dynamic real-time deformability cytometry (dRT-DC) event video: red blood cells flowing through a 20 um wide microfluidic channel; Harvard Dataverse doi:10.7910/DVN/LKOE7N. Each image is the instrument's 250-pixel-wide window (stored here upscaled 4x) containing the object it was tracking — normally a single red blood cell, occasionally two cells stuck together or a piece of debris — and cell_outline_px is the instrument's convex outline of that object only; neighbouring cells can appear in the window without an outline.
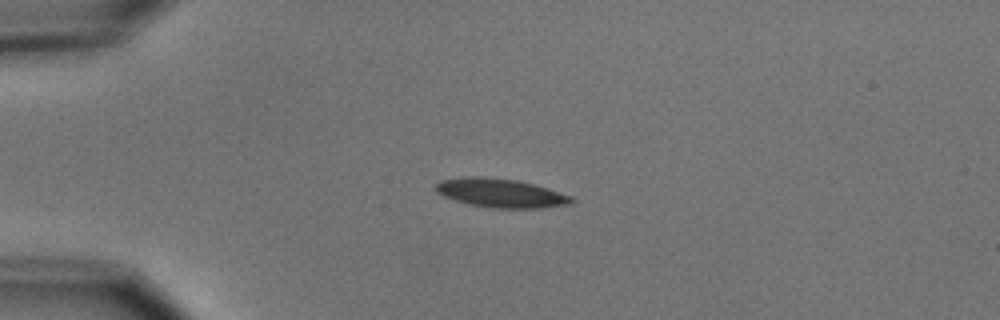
{"species": "common noctule bat (a hibernating species)", "species_latin": "Nyctalus noctula", "temperature_condition": "cold", "stored_images_in_passage": 42, "camera_frame_rate_fps": 3000, "um_per_image_px": 0.085, "animal": {"sex": "male", "body_mass_g": 15.6}, "frame": {"image": 1, "passage_image": 1, "time_ms": 0.0, "image_size_px": [1000, 320], "cell_outline_px": [[576, 200], [572, 204], [540, 208], [492, 208], [468, 204], [444, 196], [436, 192], [436, 184], [440, 180], [468, 176], [480, 176], [516, 180], [532, 184], [572, 196]], "centroid_in_image_um": [42.56, 16.41], "position_along_channel_um": 42.4, "area_um2": 22.72}}
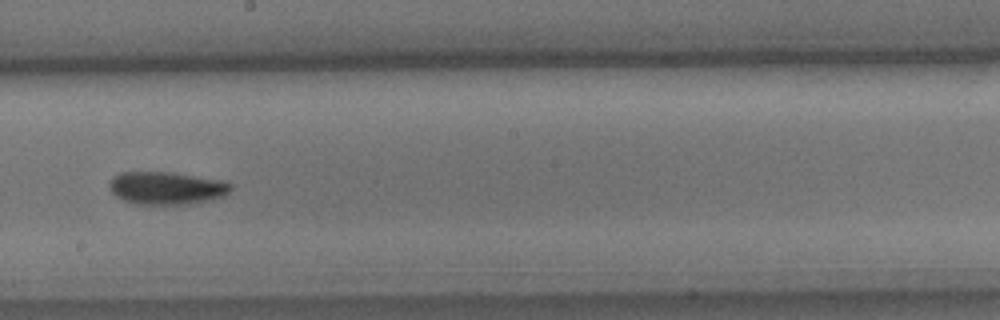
{"frame": {"image": 2, "passage_image": 19, "time_ms": 6.0, "image_size_px": [1000, 320], "cell_outline_px": [[232, 188], [224, 196], [208, 200], [188, 204], [136, 204], [124, 200], [116, 196], [108, 188], [108, 184], [112, 176], [120, 172], [172, 172], [228, 180], [232, 184]], "centroid_in_image_um": [14.17, 15.96], "position_along_channel_um": 234.0, "area_um2": 23.52}}
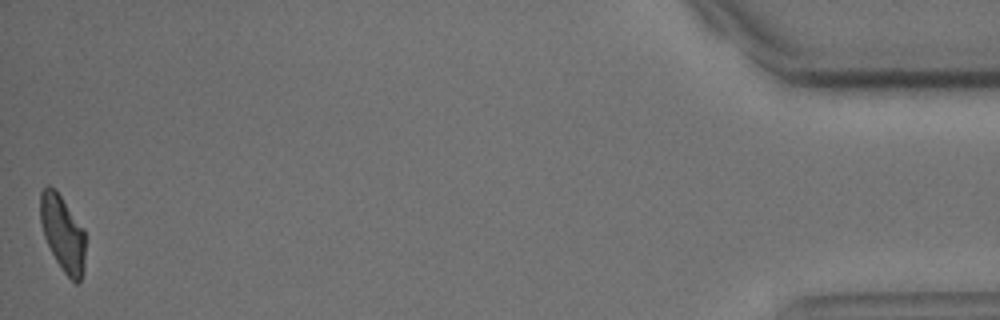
{"frame": {"image": 3, "passage_image": 42, "time_ms": 13.667, "image_size_px": [1000, 320], "cell_outline_px": [[84, 272], [80, 280], [76, 284], [64, 272], [56, 260], [44, 236], [40, 220], [40, 192], [48, 184], [56, 188], [84, 228]], "centroid_in_image_um": [5.33, 19.78], "position_along_channel_um": 429.9, "area_um2": 20.0}, "authors_computed_cell_mechanics": {"area_um2": 22.2241, "velocity_mm_per_s": 3.679, "shape_relaxation_time_tau1_ms": 4.5281, "shape_relaxation_time_tau2_ms": null, "deformation_change_tau1": 0.129, "deformation_change_tau2": null}}